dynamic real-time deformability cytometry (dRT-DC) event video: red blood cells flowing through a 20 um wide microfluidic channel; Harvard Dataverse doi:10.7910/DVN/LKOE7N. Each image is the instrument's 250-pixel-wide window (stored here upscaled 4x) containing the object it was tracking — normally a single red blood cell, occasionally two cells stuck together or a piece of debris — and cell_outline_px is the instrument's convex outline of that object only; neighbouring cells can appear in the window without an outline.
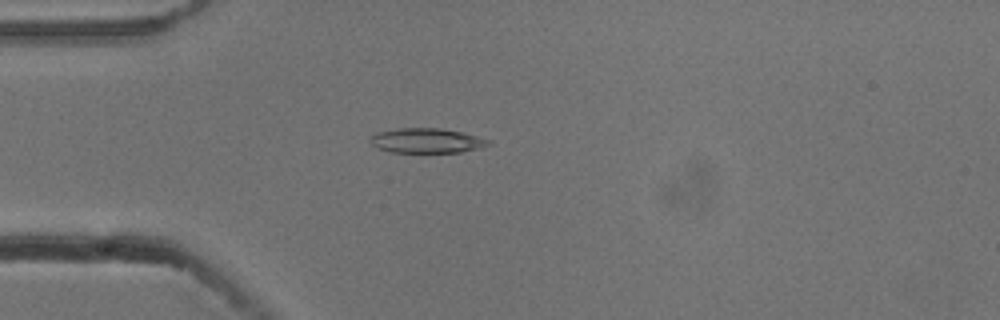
{"species": "common noctule bat (a hibernating species)", "species_latin": "Nyctalus noctula", "temperature_condition": "cold", "stored_images_in_passage": 54, "camera_frame_rate_fps": 3000, "um_per_image_px": 0.085, "animal": {"sex": "male", "body_mass_g": 13.3}, "frame": {"image": 1, "passage_image": 15, "time_ms": 4.667, "image_size_px": [1000, 320], "cell_outline_px": [[492, 144], [460, 152], [388, 152], [376, 148], [368, 140], [376, 132], [396, 128], [440, 128], [464, 132], [488, 140]], "centroid_in_image_um": [36.2, 11.94], "position_along_channel_um": 48.8, "area_um2": 17.05}}
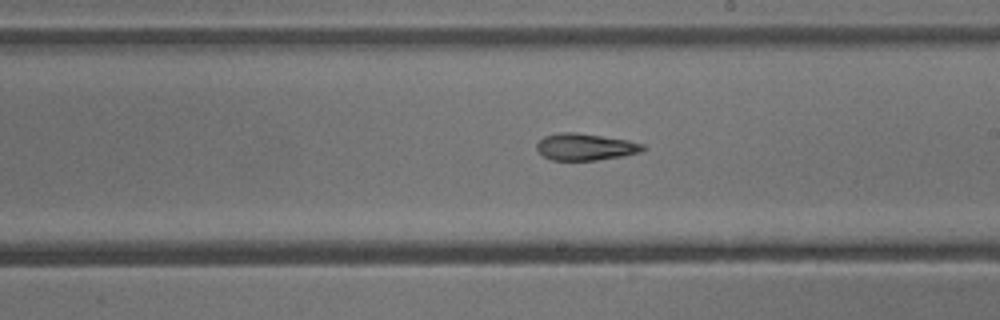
{"frame": {"image": 2, "passage_image": 31, "time_ms": 10.0, "image_size_px": [1000, 320], "cell_outline_px": [[648, 148], [640, 152], [624, 156], [596, 160], [552, 160], [544, 156], [536, 148], [536, 144], [544, 136], [560, 132], [576, 132], [628, 140], [644, 144]], "centroid_in_image_um": [49.78, 12.48], "position_along_channel_um": 239.2, "area_um2": 16.65}}
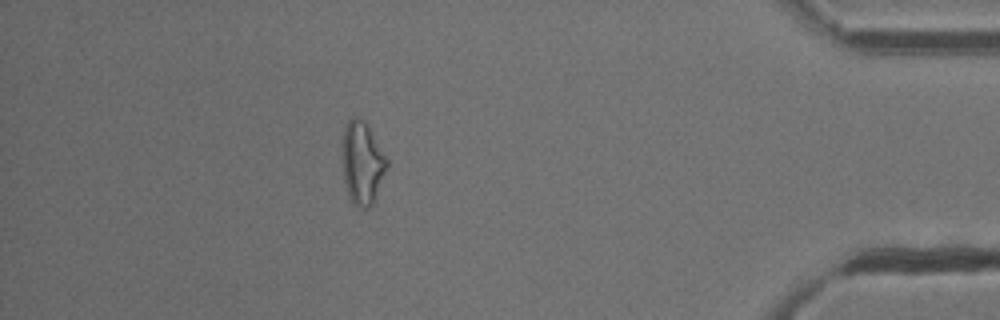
{"frame": {"image": 3, "passage_image": 48, "time_ms": 15.667, "image_size_px": [1000, 320], "cell_outline_px": [[388, 164], [372, 204], [368, 208], [360, 208], [352, 200], [348, 192], [344, 180], [344, 128], [348, 120], [352, 116], [356, 116], [364, 120], [388, 160]], "centroid_in_image_um": [30.81, 13.82], "position_along_channel_um": 404.4, "area_um2": 20.63}, "authors_computed_cell_mechanics": {"area_um2": 17.629, "velocity_mm_per_s": 3.7943, "shape_relaxation_time_tau1_ms": 5.8817, "shape_relaxation_time_tau2_ms": 7.2756, "deformation_change_tau1": 0.1968, "deformation_change_tau2": 0.207}}